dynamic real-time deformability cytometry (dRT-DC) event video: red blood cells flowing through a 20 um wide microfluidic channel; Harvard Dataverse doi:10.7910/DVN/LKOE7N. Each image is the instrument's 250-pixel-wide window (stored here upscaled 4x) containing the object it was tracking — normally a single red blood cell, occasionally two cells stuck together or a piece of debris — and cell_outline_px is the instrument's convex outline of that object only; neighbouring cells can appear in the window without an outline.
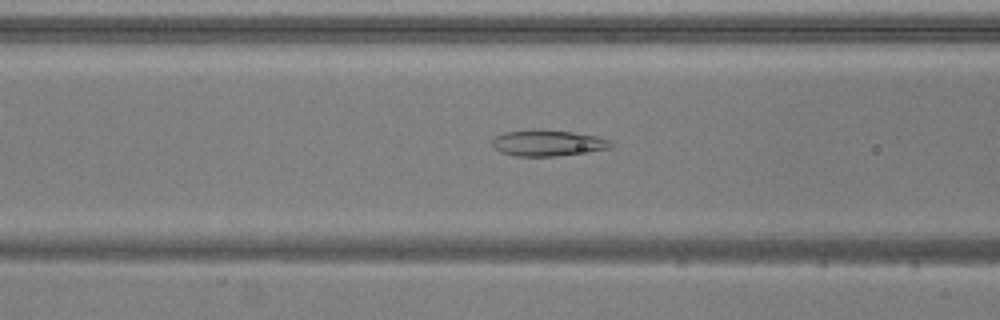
{"species": "common noctule bat (a hibernating species)", "species_latin": "Nyctalus noctula", "temperature_condition": "warm", "stored_images_in_passage": 49, "camera_frame_rate_fps": 3000, "um_per_image_px": 0.085, "animal": {"sex": "male", "body_mass_g": 20.5, "forearm_length_mm": 52.5}, "frame": {"image": 1, "passage_image": 17, "time_ms": 5.333, "image_size_px": [1000, 320], "cell_outline_px": [[612, 144], [608, 148], [588, 152], [556, 156], [516, 156], [500, 152], [492, 144], [492, 140], [496, 136], [504, 132], [540, 128], [572, 132], [596, 136], [608, 140]], "centroid_in_image_um": [46.52, 12.14], "position_along_channel_um": 120.1, "area_um2": 18.03}}
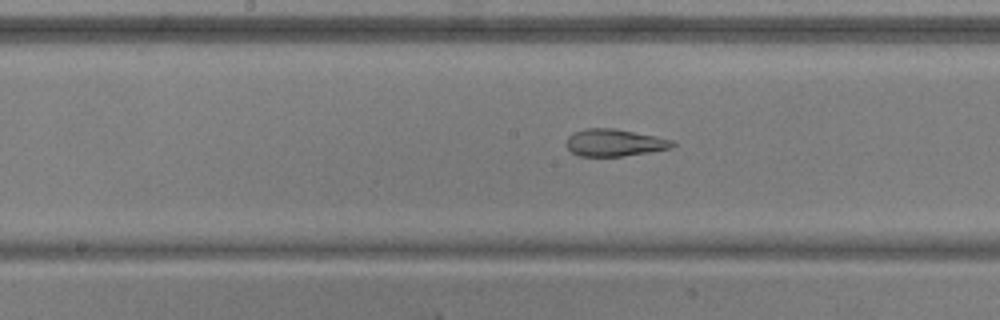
{"frame": {"image": 2, "passage_image": 23, "time_ms": 7.333, "image_size_px": [1000, 320], "cell_outline_px": [[676, 144], [672, 148], [648, 152], [620, 156], [580, 156], [572, 152], [568, 148], [568, 136], [572, 132], [584, 128], [616, 128], [656, 136], [672, 140]], "centroid_in_image_um": [52.23, 12.11], "position_along_channel_um": 196.0, "area_um2": 16.76}}
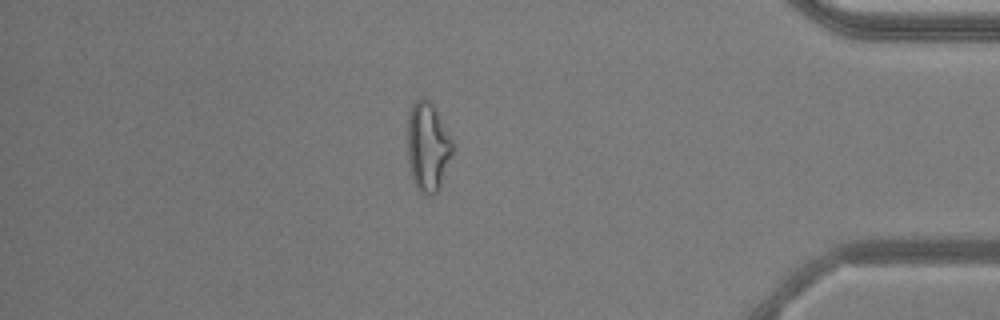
{"frame": {"image": 3, "passage_image": 42, "time_ms": 13.667, "image_size_px": [1000, 320], "cell_outline_px": [[452, 152], [440, 188], [432, 196], [428, 196], [420, 192], [412, 180], [408, 160], [408, 116], [412, 104], [420, 96], [424, 96], [432, 104], [452, 140]], "centroid_in_image_um": [36.34, 12.49], "position_along_channel_um": 398.9, "area_um2": 23.24}, "authors_computed_cell_mechanics": {"area_um2": 21.2126, "velocity_mm_per_s": 3.7708, "shape_relaxation_time_tau1_ms": null, "shape_relaxation_time_tau2_ms": 1.0502, "deformation_change_tau1": null, "deformation_change_tau2": 0.0781}}